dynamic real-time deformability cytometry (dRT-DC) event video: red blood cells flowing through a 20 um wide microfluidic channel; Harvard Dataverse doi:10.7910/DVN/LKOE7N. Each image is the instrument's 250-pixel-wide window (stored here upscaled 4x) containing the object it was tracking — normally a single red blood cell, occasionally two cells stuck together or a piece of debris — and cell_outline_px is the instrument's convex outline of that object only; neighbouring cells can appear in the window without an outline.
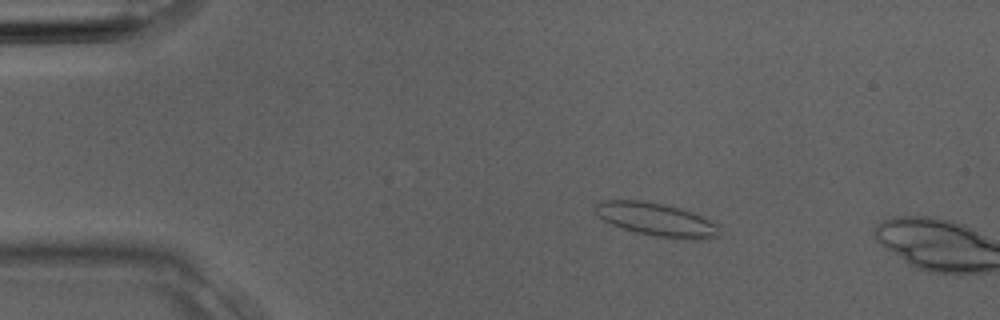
{"species": "Egyptian fruit bat (a non-hibernating species)", "species_latin": "Rousettus aegyptiacus", "temperature_condition": "room temperature", "stored_images_in_passage": 3, "camera_frame_rate_fps": 3000, "um_per_image_px": 0.085, "animal": {"sex": "male"}, "frame": {"image": 1, "passage_image": 2, "time_ms": 0.333, "image_size_px": [1000, 320], "cell_outline_px": [[720, 236], [700, 240], [656, 236], [636, 232], [612, 224], [604, 220], [592, 208], [600, 200], [640, 200], [664, 204], [680, 208], [692, 212], [716, 224]], "centroid_in_image_um": [55.77, 18.65], "position_along_channel_um": 29.2, "area_um2": 23.7}}